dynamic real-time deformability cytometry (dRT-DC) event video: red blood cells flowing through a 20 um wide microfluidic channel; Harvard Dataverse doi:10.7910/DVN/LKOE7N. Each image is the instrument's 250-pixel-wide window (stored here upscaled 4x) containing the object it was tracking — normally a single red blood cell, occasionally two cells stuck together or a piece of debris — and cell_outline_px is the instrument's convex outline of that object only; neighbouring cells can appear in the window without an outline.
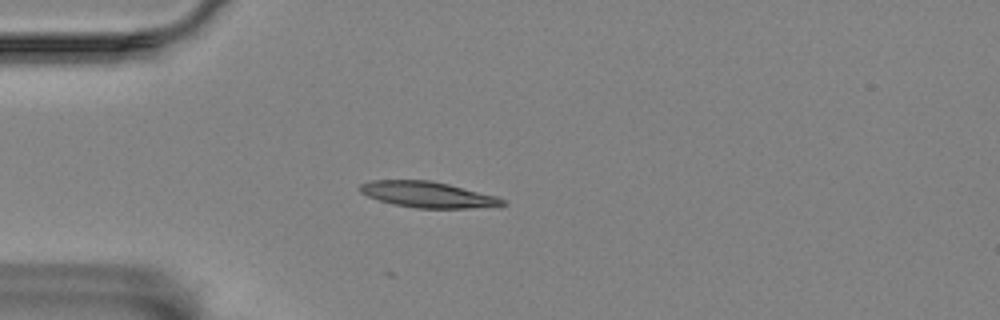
{"species": "Egyptian fruit bat (a non-hibernating species)", "species_latin": "Rousettus aegyptiacus", "temperature_condition": "room temperature", "stored_images_in_passage": 17, "camera_frame_rate_fps": 3000, "um_per_image_px": 0.085, "animal": {"sex": "female"}, "frame": {"image": 1, "passage_image": 1, "time_ms": 0.0, "image_size_px": [1000, 320], "cell_outline_px": [[508, 204], [468, 208], [416, 208], [392, 204], [368, 196], [360, 192], [356, 188], [360, 184], [368, 180], [428, 180], [448, 184], [496, 196], [504, 200]], "centroid_in_image_um": [36.28, 16.53], "position_along_channel_um": 48.7, "area_um2": 21.39}}
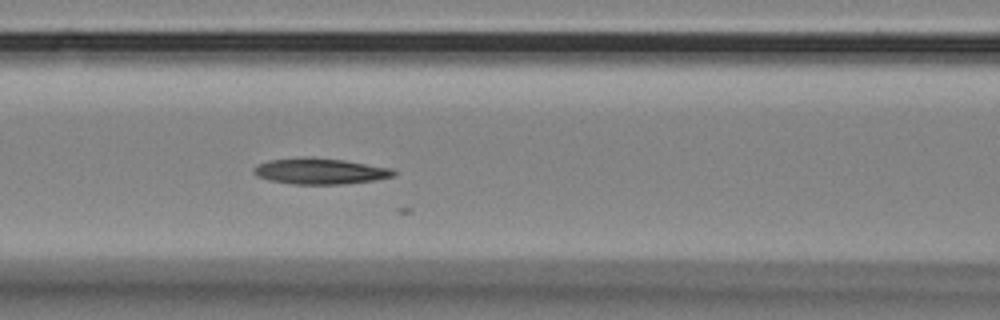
{"frame": {"image": 2, "passage_image": 10, "time_ms": 3.0, "image_size_px": [1000, 320], "cell_outline_px": [[396, 172], [392, 176], [376, 180], [340, 184], [292, 184], [268, 180], [256, 176], [252, 172], [252, 168], [268, 160], [344, 160], [392, 168]], "centroid_in_image_um": [27.22, 14.6], "position_along_channel_um": 139.4, "area_um2": 20.17}}
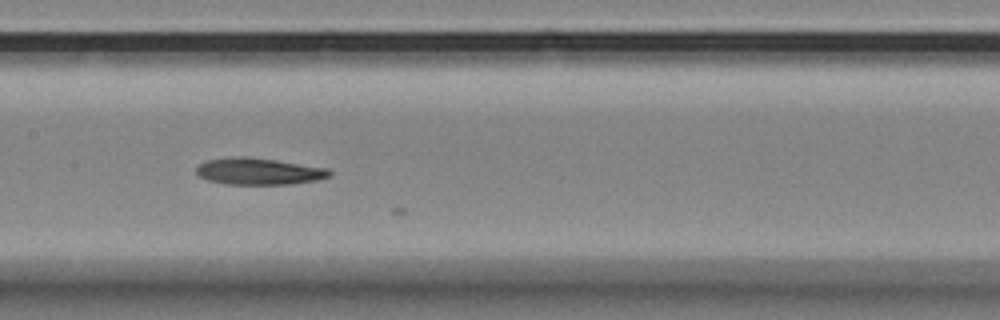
{"frame": {"image": 3, "passage_image": 14, "time_ms": 4.333, "image_size_px": [1000, 320], "cell_outline_px": [[332, 172], [328, 176], [316, 180], [292, 184], [224, 184], [208, 180], [200, 176], [196, 172], [196, 168], [200, 164], [208, 160], [240, 156], [244, 156], [276, 160], [328, 168]], "centroid_in_image_um": [22.0, 14.57], "position_along_channel_um": 185.4, "area_um2": 20.52}}